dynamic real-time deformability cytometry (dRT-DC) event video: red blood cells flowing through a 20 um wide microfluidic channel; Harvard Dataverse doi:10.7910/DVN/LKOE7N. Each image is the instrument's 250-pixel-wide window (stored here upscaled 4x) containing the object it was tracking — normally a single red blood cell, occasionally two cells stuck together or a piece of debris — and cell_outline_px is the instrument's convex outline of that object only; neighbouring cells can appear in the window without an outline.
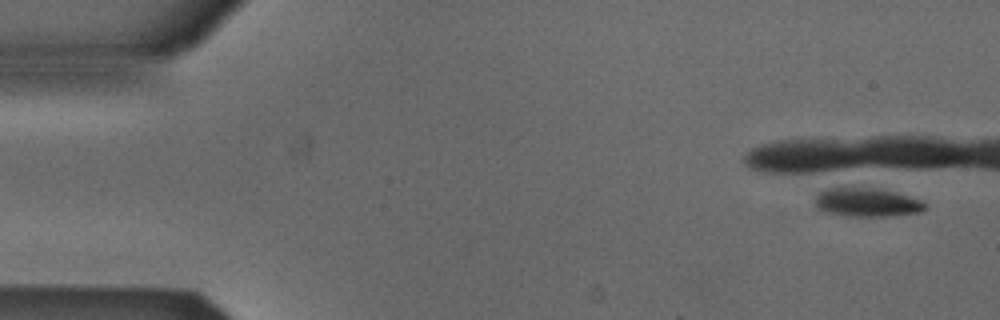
{"species": "Egyptian fruit bat (a non-hibernating species)", "species_latin": "Rousettus aegyptiacus", "temperature_condition": "cold", "stored_images_in_passage": 1, "camera_frame_rate_fps": 3000, "um_per_image_px": 0.085, "animal": {"sex": "male"}, "frame": {"image": 1, "passage_image": 1, "time_ms": 0.0, "image_size_px": [1000, 320], "cell_outline_px": [[928, 208], [920, 212], [888, 216], [852, 216], [828, 212], [820, 208], [816, 204], [816, 200], [820, 192], [836, 184], [872, 188], [892, 192], [920, 200]], "centroid_in_image_um": [73.65, 17.16], "position_along_channel_um": 11.3, "area_um2": 18.32}}